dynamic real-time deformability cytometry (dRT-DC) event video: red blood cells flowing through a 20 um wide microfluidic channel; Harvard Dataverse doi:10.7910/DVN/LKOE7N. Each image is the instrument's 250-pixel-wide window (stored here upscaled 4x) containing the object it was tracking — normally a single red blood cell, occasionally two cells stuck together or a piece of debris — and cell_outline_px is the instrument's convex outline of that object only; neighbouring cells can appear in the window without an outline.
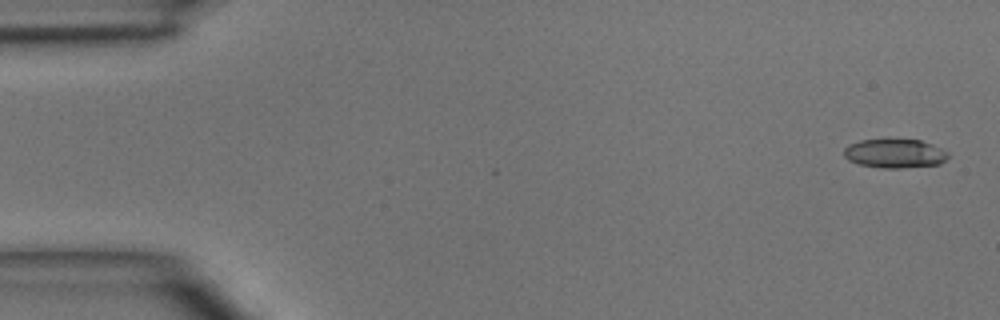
{"species": "common noctule bat (a hibernating species)", "species_latin": "Nyctalus noctula", "temperature_condition": "room temperature", "stored_images_in_passage": 5, "camera_frame_rate_fps": 3000, "um_per_image_px": 0.085, "animal": {"sex": "male", "body_mass_g": 15.6}, "frame": {"image": 1, "passage_image": 1, "time_ms": 0.0, "image_size_px": [1000, 320], "cell_outline_px": [[948, 156], [940, 164], [900, 168], [884, 168], [860, 164], [848, 160], [844, 156], [844, 148], [848, 144], [860, 140], [888, 136], [920, 140], [932, 144], [948, 152]], "centroid_in_image_um": [76.02, 12.99], "position_along_channel_um": 9.0, "area_um2": 18.26}}
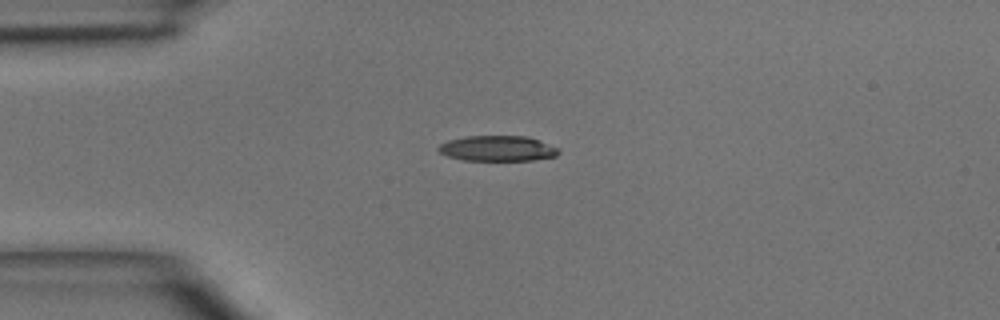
{"frame": {"image": 2, "passage_image": 4, "time_ms": 3.333, "image_size_px": [1000, 320], "cell_outline_px": [[560, 152], [556, 156], [532, 160], [464, 160], [448, 156], [440, 152], [436, 148], [440, 144], [448, 140], [464, 136], [528, 136], [560, 148]], "centroid_in_image_um": [42.3, 12.61], "position_along_channel_um": 42.7, "area_um2": 17.86}}